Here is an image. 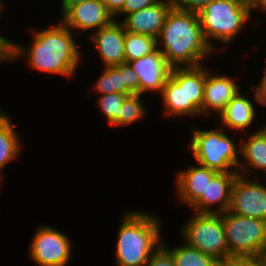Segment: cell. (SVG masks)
I'll use <instances>...</instances> for the list:
<instances>
[{"mask_svg": "<svg viewBox=\"0 0 266 266\" xmlns=\"http://www.w3.org/2000/svg\"><path fill=\"white\" fill-rule=\"evenodd\" d=\"M50 25L41 30L31 28L32 40L28 45L8 38L7 63L25 59L38 73L74 77L83 60V51L79 50L81 45L76 41L79 37L61 20Z\"/></svg>", "mask_w": 266, "mask_h": 266, "instance_id": "6da1fadb", "label": "cell"}, {"mask_svg": "<svg viewBox=\"0 0 266 266\" xmlns=\"http://www.w3.org/2000/svg\"><path fill=\"white\" fill-rule=\"evenodd\" d=\"M157 43L172 68L203 65L215 52L205 40L198 13L174 7L166 16Z\"/></svg>", "mask_w": 266, "mask_h": 266, "instance_id": "7a4b0ae2", "label": "cell"}, {"mask_svg": "<svg viewBox=\"0 0 266 266\" xmlns=\"http://www.w3.org/2000/svg\"><path fill=\"white\" fill-rule=\"evenodd\" d=\"M115 250L116 266H144L162 243L161 218L139 210L121 216Z\"/></svg>", "mask_w": 266, "mask_h": 266, "instance_id": "3957f363", "label": "cell"}, {"mask_svg": "<svg viewBox=\"0 0 266 266\" xmlns=\"http://www.w3.org/2000/svg\"><path fill=\"white\" fill-rule=\"evenodd\" d=\"M202 130L192 127L187 149L196 163L218 173L237 172L240 161V143L220 127ZM220 127V128H219ZM238 143V144H237Z\"/></svg>", "mask_w": 266, "mask_h": 266, "instance_id": "277c9868", "label": "cell"}, {"mask_svg": "<svg viewBox=\"0 0 266 266\" xmlns=\"http://www.w3.org/2000/svg\"><path fill=\"white\" fill-rule=\"evenodd\" d=\"M198 16L205 40L216 53L220 49L214 43L233 45L253 15L248 6L236 0H214L199 11Z\"/></svg>", "mask_w": 266, "mask_h": 266, "instance_id": "5b68a950", "label": "cell"}, {"mask_svg": "<svg viewBox=\"0 0 266 266\" xmlns=\"http://www.w3.org/2000/svg\"><path fill=\"white\" fill-rule=\"evenodd\" d=\"M228 258L261 257L266 248V221L223 213Z\"/></svg>", "mask_w": 266, "mask_h": 266, "instance_id": "8992f818", "label": "cell"}, {"mask_svg": "<svg viewBox=\"0 0 266 266\" xmlns=\"http://www.w3.org/2000/svg\"><path fill=\"white\" fill-rule=\"evenodd\" d=\"M191 216L181 227L183 242L214 260H227L228 247L224 232L223 214L193 212Z\"/></svg>", "mask_w": 266, "mask_h": 266, "instance_id": "52a82bcc", "label": "cell"}, {"mask_svg": "<svg viewBox=\"0 0 266 266\" xmlns=\"http://www.w3.org/2000/svg\"><path fill=\"white\" fill-rule=\"evenodd\" d=\"M31 238L28 255L35 266L69 265L74 244L64 232L49 224H41Z\"/></svg>", "mask_w": 266, "mask_h": 266, "instance_id": "ba28073f", "label": "cell"}, {"mask_svg": "<svg viewBox=\"0 0 266 266\" xmlns=\"http://www.w3.org/2000/svg\"><path fill=\"white\" fill-rule=\"evenodd\" d=\"M238 174L235 178L228 212L266 221V182ZM266 181V179H265Z\"/></svg>", "mask_w": 266, "mask_h": 266, "instance_id": "9c48e42d", "label": "cell"}, {"mask_svg": "<svg viewBox=\"0 0 266 266\" xmlns=\"http://www.w3.org/2000/svg\"><path fill=\"white\" fill-rule=\"evenodd\" d=\"M206 65V82L204 86V98L201 107L202 117L218 115L225 109L229 101L242 88L237 82V77L227 74H214ZM212 116H211V115Z\"/></svg>", "mask_w": 266, "mask_h": 266, "instance_id": "30bf717a", "label": "cell"}, {"mask_svg": "<svg viewBox=\"0 0 266 266\" xmlns=\"http://www.w3.org/2000/svg\"><path fill=\"white\" fill-rule=\"evenodd\" d=\"M60 20L77 36H80L88 30H91L90 34H92L109 25L114 17L101 0H86L71 7Z\"/></svg>", "mask_w": 266, "mask_h": 266, "instance_id": "8fae6325", "label": "cell"}, {"mask_svg": "<svg viewBox=\"0 0 266 266\" xmlns=\"http://www.w3.org/2000/svg\"><path fill=\"white\" fill-rule=\"evenodd\" d=\"M139 78V94L147 92H162L166 80L170 77L172 67L166 62L163 53L158 49L153 54H148L128 62ZM145 93V94H144Z\"/></svg>", "mask_w": 266, "mask_h": 266, "instance_id": "7c38bea8", "label": "cell"}, {"mask_svg": "<svg viewBox=\"0 0 266 266\" xmlns=\"http://www.w3.org/2000/svg\"><path fill=\"white\" fill-rule=\"evenodd\" d=\"M88 38L97 51L103 67L125 63V29L120 21L113 20L109 25L90 34Z\"/></svg>", "mask_w": 266, "mask_h": 266, "instance_id": "4fadbf2b", "label": "cell"}, {"mask_svg": "<svg viewBox=\"0 0 266 266\" xmlns=\"http://www.w3.org/2000/svg\"><path fill=\"white\" fill-rule=\"evenodd\" d=\"M238 172L217 173L207 182L206 196H201L191 207L199 214H223L228 211L232 187Z\"/></svg>", "mask_w": 266, "mask_h": 266, "instance_id": "5bb4252c", "label": "cell"}, {"mask_svg": "<svg viewBox=\"0 0 266 266\" xmlns=\"http://www.w3.org/2000/svg\"><path fill=\"white\" fill-rule=\"evenodd\" d=\"M159 96L166 118L201 117L200 111L193 104H186L185 67L172 68Z\"/></svg>", "mask_w": 266, "mask_h": 266, "instance_id": "9a60e30c", "label": "cell"}, {"mask_svg": "<svg viewBox=\"0 0 266 266\" xmlns=\"http://www.w3.org/2000/svg\"><path fill=\"white\" fill-rule=\"evenodd\" d=\"M240 140L238 174L246 177L266 178V124L257 131L249 132ZM245 138V139H244ZM258 171V172H257ZM255 176H254V175ZM258 174V175H257Z\"/></svg>", "mask_w": 266, "mask_h": 266, "instance_id": "2e32d148", "label": "cell"}, {"mask_svg": "<svg viewBox=\"0 0 266 266\" xmlns=\"http://www.w3.org/2000/svg\"><path fill=\"white\" fill-rule=\"evenodd\" d=\"M196 165L179 170L174 179L176 198L188 207H191L201 196H206L207 182L218 173L198 163Z\"/></svg>", "mask_w": 266, "mask_h": 266, "instance_id": "e0dca14e", "label": "cell"}, {"mask_svg": "<svg viewBox=\"0 0 266 266\" xmlns=\"http://www.w3.org/2000/svg\"><path fill=\"white\" fill-rule=\"evenodd\" d=\"M173 7L172 0L160 2L133 12L119 20L125 31L158 38L168 12Z\"/></svg>", "mask_w": 266, "mask_h": 266, "instance_id": "ac0fdd59", "label": "cell"}, {"mask_svg": "<svg viewBox=\"0 0 266 266\" xmlns=\"http://www.w3.org/2000/svg\"><path fill=\"white\" fill-rule=\"evenodd\" d=\"M249 89L253 90V99L251 100L248 98V92L246 91V96L244 93L242 94L239 90L237 94L229 101L225 109L218 115L220 118L219 123H221V127H223L226 131L230 132L229 130L235 132V134H238L237 131H240L241 133L245 131V134L247 132L249 133L250 126L254 124V120L257 118V109L255 104L257 102V95L254 90V88L251 86ZM256 101V102H254Z\"/></svg>", "mask_w": 266, "mask_h": 266, "instance_id": "d6986e66", "label": "cell"}, {"mask_svg": "<svg viewBox=\"0 0 266 266\" xmlns=\"http://www.w3.org/2000/svg\"><path fill=\"white\" fill-rule=\"evenodd\" d=\"M13 120L6 112L0 115V175L4 176L3 171L20 157L22 150L21 136L14 125ZM16 129V130H15Z\"/></svg>", "mask_w": 266, "mask_h": 266, "instance_id": "ffe728a7", "label": "cell"}, {"mask_svg": "<svg viewBox=\"0 0 266 266\" xmlns=\"http://www.w3.org/2000/svg\"><path fill=\"white\" fill-rule=\"evenodd\" d=\"M103 69V70H102ZM99 77L92 85L93 93L107 95L110 93L126 94L125 63L102 67Z\"/></svg>", "mask_w": 266, "mask_h": 266, "instance_id": "44dd1931", "label": "cell"}, {"mask_svg": "<svg viewBox=\"0 0 266 266\" xmlns=\"http://www.w3.org/2000/svg\"><path fill=\"white\" fill-rule=\"evenodd\" d=\"M206 82V64L185 67L186 104H193L201 113Z\"/></svg>", "mask_w": 266, "mask_h": 266, "instance_id": "7402d4cb", "label": "cell"}, {"mask_svg": "<svg viewBox=\"0 0 266 266\" xmlns=\"http://www.w3.org/2000/svg\"><path fill=\"white\" fill-rule=\"evenodd\" d=\"M161 245L172 255L175 266H209L214 260L212 257L187 245L183 241L181 245L169 247L166 239L163 237Z\"/></svg>", "mask_w": 266, "mask_h": 266, "instance_id": "603a6c76", "label": "cell"}, {"mask_svg": "<svg viewBox=\"0 0 266 266\" xmlns=\"http://www.w3.org/2000/svg\"><path fill=\"white\" fill-rule=\"evenodd\" d=\"M158 50L157 39L143 34L125 31V63L136 60Z\"/></svg>", "mask_w": 266, "mask_h": 266, "instance_id": "cb8c5ba5", "label": "cell"}, {"mask_svg": "<svg viewBox=\"0 0 266 266\" xmlns=\"http://www.w3.org/2000/svg\"><path fill=\"white\" fill-rule=\"evenodd\" d=\"M142 95L132 94L127 96L120 107V118L113 124L114 127H126L144 119L146 105L141 99Z\"/></svg>", "mask_w": 266, "mask_h": 266, "instance_id": "d4e9b609", "label": "cell"}, {"mask_svg": "<svg viewBox=\"0 0 266 266\" xmlns=\"http://www.w3.org/2000/svg\"><path fill=\"white\" fill-rule=\"evenodd\" d=\"M98 96L99 97L95 99L97 100L96 105L101 113L105 115L108 124L113 126V124L120 118V107L128 95L114 92Z\"/></svg>", "mask_w": 266, "mask_h": 266, "instance_id": "484cf974", "label": "cell"}, {"mask_svg": "<svg viewBox=\"0 0 266 266\" xmlns=\"http://www.w3.org/2000/svg\"><path fill=\"white\" fill-rule=\"evenodd\" d=\"M144 266H175L172 255L160 245Z\"/></svg>", "mask_w": 266, "mask_h": 266, "instance_id": "4316f807", "label": "cell"}, {"mask_svg": "<svg viewBox=\"0 0 266 266\" xmlns=\"http://www.w3.org/2000/svg\"><path fill=\"white\" fill-rule=\"evenodd\" d=\"M160 1L161 0H125L122 11L114 18V20L119 21V16L121 17L123 15L125 17L128 14L137 12Z\"/></svg>", "mask_w": 266, "mask_h": 266, "instance_id": "83f0119b", "label": "cell"}, {"mask_svg": "<svg viewBox=\"0 0 266 266\" xmlns=\"http://www.w3.org/2000/svg\"><path fill=\"white\" fill-rule=\"evenodd\" d=\"M214 0H172L174 8L198 13Z\"/></svg>", "mask_w": 266, "mask_h": 266, "instance_id": "f1b7e54d", "label": "cell"}, {"mask_svg": "<svg viewBox=\"0 0 266 266\" xmlns=\"http://www.w3.org/2000/svg\"><path fill=\"white\" fill-rule=\"evenodd\" d=\"M126 95L139 94V78L129 63H125Z\"/></svg>", "mask_w": 266, "mask_h": 266, "instance_id": "f546056e", "label": "cell"}, {"mask_svg": "<svg viewBox=\"0 0 266 266\" xmlns=\"http://www.w3.org/2000/svg\"><path fill=\"white\" fill-rule=\"evenodd\" d=\"M226 266H266L261 257H230Z\"/></svg>", "mask_w": 266, "mask_h": 266, "instance_id": "4dcf8cb0", "label": "cell"}, {"mask_svg": "<svg viewBox=\"0 0 266 266\" xmlns=\"http://www.w3.org/2000/svg\"><path fill=\"white\" fill-rule=\"evenodd\" d=\"M252 87L256 92L258 105L266 107V65L261 81L257 82L256 85Z\"/></svg>", "mask_w": 266, "mask_h": 266, "instance_id": "1f68e13d", "label": "cell"}, {"mask_svg": "<svg viewBox=\"0 0 266 266\" xmlns=\"http://www.w3.org/2000/svg\"><path fill=\"white\" fill-rule=\"evenodd\" d=\"M108 12L115 18L123 8L125 0H101Z\"/></svg>", "mask_w": 266, "mask_h": 266, "instance_id": "d6a6232c", "label": "cell"}, {"mask_svg": "<svg viewBox=\"0 0 266 266\" xmlns=\"http://www.w3.org/2000/svg\"><path fill=\"white\" fill-rule=\"evenodd\" d=\"M86 0H61L60 1V12L59 15V19L73 6L80 4L82 2H84Z\"/></svg>", "mask_w": 266, "mask_h": 266, "instance_id": "836d02e7", "label": "cell"}, {"mask_svg": "<svg viewBox=\"0 0 266 266\" xmlns=\"http://www.w3.org/2000/svg\"><path fill=\"white\" fill-rule=\"evenodd\" d=\"M249 8L251 13H254V11L258 9V11H264V13H266V0H255V2Z\"/></svg>", "mask_w": 266, "mask_h": 266, "instance_id": "e575fe53", "label": "cell"}, {"mask_svg": "<svg viewBox=\"0 0 266 266\" xmlns=\"http://www.w3.org/2000/svg\"><path fill=\"white\" fill-rule=\"evenodd\" d=\"M209 266H226V260H213Z\"/></svg>", "mask_w": 266, "mask_h": 266, "instance_id": "d590c367", "label": "cell"}, {"mask_svg": "<svg viewBox=\"0 0 266 266\" xmlns=\"http://www.w3.org/2000/svg\"><path fill=\"white\" fill-rule=\"evenodd\" d=\"M236 1L248 7H250L255 2V0H236Z\"/></svg>", "mask_w": 266, "mask_h": 266, "instance_id": "8d00e7d4", "label": "cell"}, {"mask_svg": "<svg viewBox=\"0 0 266 266\" xmlns=\"http://www.w3.org/2000/svg\"><path fill=\"white\" fill-rule=\"evenodd\" d=\"M6 2L3 1V0H0V8L5 11L4 9H6L5 5L7 6V3L5 4ZM5 7V8H4Z\"/></svg>", "mask_w": 266, "mask_h": 266, "instance_id": "74e56055", "label": "cell"}, {"mask_svg": "<svg viewBox=\"0 0 266 266\" xmlns=\"http://www.w3.org/2000/svg\"><path fill=\"white\" fill-rule=\"evenodd\" d=\"M261 258L263 259V261H264V263H265V265H266V248H265V250H264V252H263Z\"/></svg>", "mask_w": 266, "mask_h": 266, "instance_id": "f35d334b", "label": "cell"}, {"mask_svg": "<svg viewBox=\"0 0 266 266\" xmlns=\"http://www.w3.org/2000/svg\"><path fill=\"white\" fill-rule=\"evenodd\" d=\"M3 177H5V176L0 175V190L2 189L1 186H2V182H3Z\"/></svg>", "mask_w": 266, "mask_h": 266, "instance_id": "ab89813d", "label": "cell"}, {"mask_svg": "<svg viewBox=\"0 0 266 266\" xmlns=\"http://www.w3.org/2000/svg\"><path fill=\"white\" fill-rule=\"evenodd\" d=\"M3 108L0 107V115L4 112V110H2Z\"/></svg>", "mask_w": 266, "mask_h": 266, "instance_id": "60d3db41", "label": "cell"}]
</instances>
